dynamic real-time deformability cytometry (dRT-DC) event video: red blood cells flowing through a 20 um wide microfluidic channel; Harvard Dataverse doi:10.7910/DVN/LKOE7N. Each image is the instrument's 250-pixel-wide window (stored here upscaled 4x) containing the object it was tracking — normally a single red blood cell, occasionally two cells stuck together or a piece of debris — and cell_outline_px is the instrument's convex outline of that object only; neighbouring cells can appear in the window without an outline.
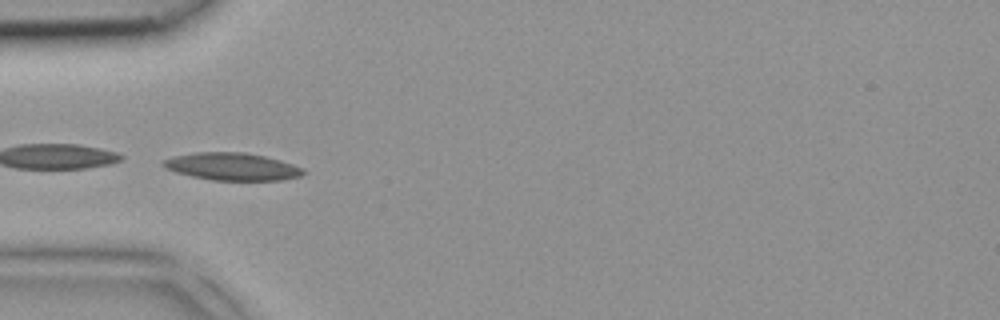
{"species": "common noctule bat (a hibernating species)", "species_latin": "Nyctalus noctula", "temperature_condition": "room temperature", "stored_images_in_passage": 3, "camera_frame_rate_fps": 3000, "um_per_image_px": 0.085, "animal": {"sex": "female", "body_mass_g": 18.4}, "frame": {"image": 1, "passage_image": 3, "time_ms": 0.667, "image_size_px": [1000, 320], "cell_outline_px": [[308, 172], [300, 176], [284, 180], [212, 180], [192, 176], [176, 172], [164, 168], [160, 164], [164, 160], [172, 156], [196, 152], [244, 152], [264, 156], [280, 160], [304, 168]], "centroid_in_image_um": [19.74, 14.16], "position_along_channel_um": 65.3, "area_um2": 22.54}}